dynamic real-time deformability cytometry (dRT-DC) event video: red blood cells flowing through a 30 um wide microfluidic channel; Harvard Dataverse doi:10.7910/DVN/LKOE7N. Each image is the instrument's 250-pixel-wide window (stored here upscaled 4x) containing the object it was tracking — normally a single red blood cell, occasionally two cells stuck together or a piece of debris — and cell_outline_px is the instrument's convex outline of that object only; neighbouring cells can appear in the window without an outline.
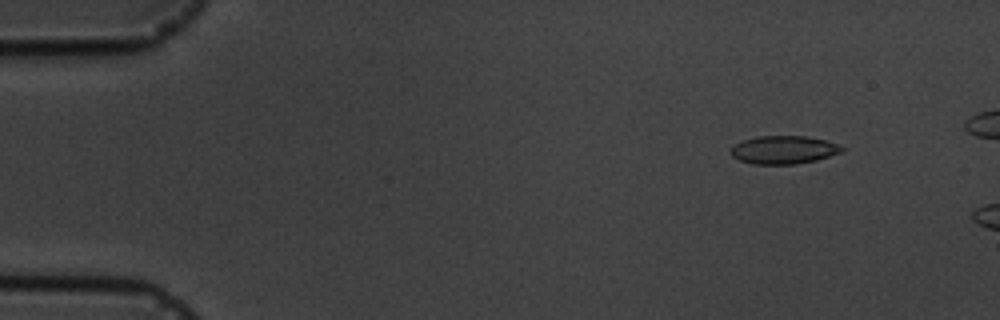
{"species": "common noctule bat (a hibernating species)", "species_latin": "Nyctalus noctula", "temperature_condition": "cold", "stored_images_in_passage": 3, "camera_frame_rate_fps": 3000, "um_per_image_px": 0.085, "animal": {"sex": "male", "body_mass_g": 19.5, "forearm_length_mm": 54.6}, "frame": {"image": 1, "passage_image": 1, "time_ms": 0.0, "image_size_px": [1000, 320], "cell_outline_px": [[844, 148], [840, 152], [816, 160], [796, 164], [752, 164], [740, 160], [732, 156], [732, 148], [736, 144], [744, 140], [756, 136], [808, 136], [824, 140], [836, 144]], "centroid_in_image_um": [66.6, 12.73], "position_along_channel_um": 18.4, "area_um2": 17.92}}